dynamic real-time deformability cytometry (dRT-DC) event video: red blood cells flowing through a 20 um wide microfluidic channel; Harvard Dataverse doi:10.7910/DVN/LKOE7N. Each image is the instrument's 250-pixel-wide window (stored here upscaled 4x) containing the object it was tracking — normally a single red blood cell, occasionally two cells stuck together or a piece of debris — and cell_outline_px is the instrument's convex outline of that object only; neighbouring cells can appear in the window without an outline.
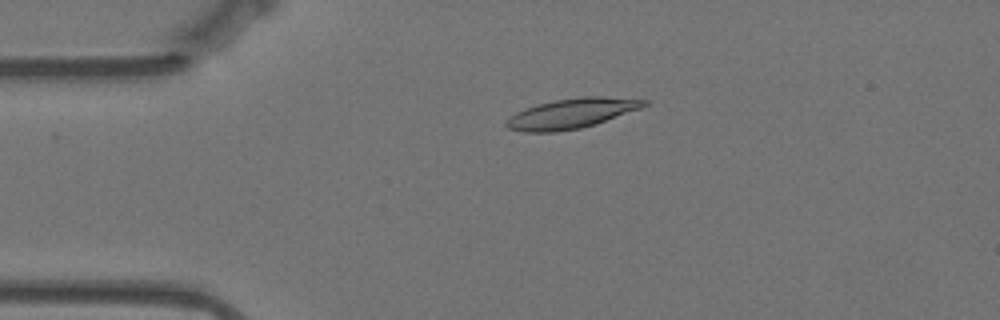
{"species": "Egyptian fruit bat (a non-hibernating species)", "species_latin": "Rousettus aegyptiacus", "temperature_condition": "warm", "stored_images_in_passage": 46, "camera_frame_rate_fps": 3000, "um_per_image_px": 0.085, "animal": {"sex": "female"}, "frame": {"image": 1, "passage_image": 1, "time_ms": 0.0, "image_size_px": [1000, 320], "cell_outline_px": [[652, 100], [648, 104], [640, 108], [596, 124], [580, 128], [556, 132], [524, 132], [508, 128], [504, 124], [504, 120], [516, 112], [524, 108], [536, 104], [556, 100], [584, 96], [600, 96]], "centroid_in_image_um": [48.56, 9.64], "position_along_channel_um": 36.4, "area_um2": 24.16}}
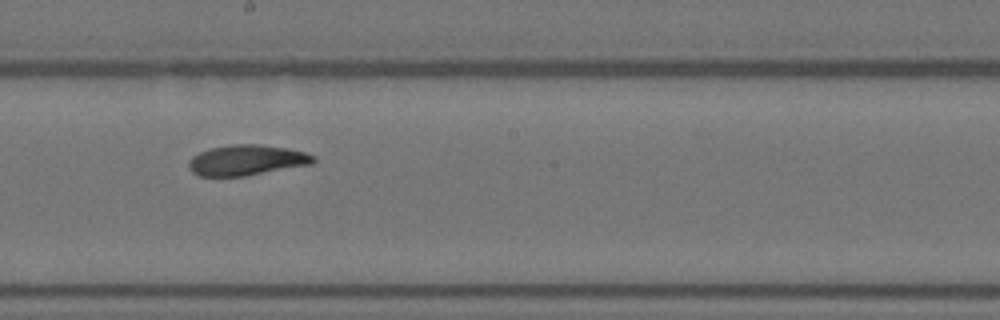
{"frame": {"image": 2, "passage_image": 20, "time_ms": 6.333, "image_size_px": [1000, 320], "cell_outline_px": [[316, 160], [312, 164], [244, 176], [200, 176], [192, 172], [188, 168], [188, 160], [192, 156], [200, 152], [212, 148], [232, 144], [260, 144], [288, 148], [304, 152], [316, 156]], "centroid_in_image_um": [20.97, 13.61], "position_along_channel_um": 227.2, "area_um2": 22.2}}
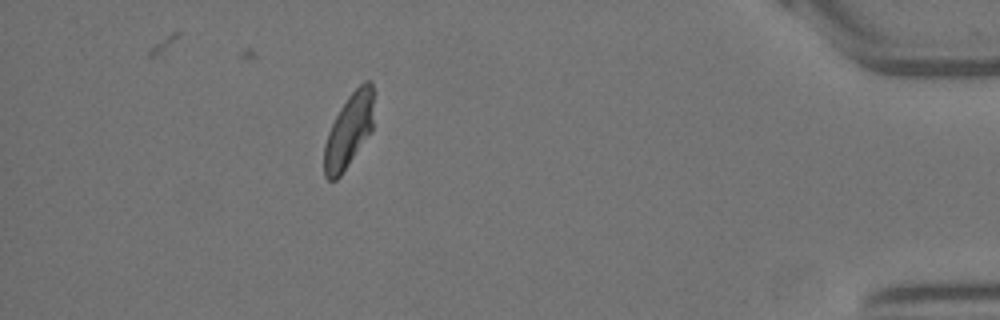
{"frame": {"image": 3, "passage_image": 40, "time_ms": 13.0, "image_size_px": [1000, 320], "cell_outline_px": [[372, 128], [340, 176], [336, 180], [328, 180], [324, 176], [324, 144], [328, 132], [340, 108], [348, 96], [364, 80], [372, 80]], "centroid_in_image_um": [29.62, 11.1], "position_along_channel_um": 405.6, "area_um2": 20.75}, "authors_computed_cell_mechanics": {"area_um2": 22.542, "velocity_mm_per_s": 3.4863, "shape_relaxation_time_tau1_ms": 9.4334, "shape_relaxation_time_tau2_ms": 2.3216, "deformation_change_tau1": 0.221, "deformation_change_tau2": 0.0683}}